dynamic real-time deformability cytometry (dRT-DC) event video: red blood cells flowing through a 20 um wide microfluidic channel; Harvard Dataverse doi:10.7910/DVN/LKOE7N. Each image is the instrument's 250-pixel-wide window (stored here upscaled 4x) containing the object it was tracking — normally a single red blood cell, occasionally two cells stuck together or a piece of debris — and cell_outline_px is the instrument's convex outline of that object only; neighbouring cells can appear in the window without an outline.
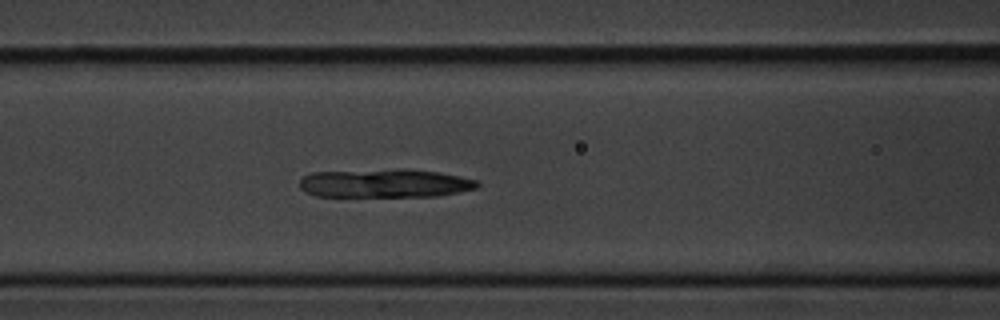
{"species": "common noctule bat (a hibernating species)", "species_latin": "Nyctalus noctula", "temperature_condition": "cold", "stored_images_in_passage": 32, "segment_of_instrument_passage": [1, 3], "camera_frame_rate_fps": 3000, "um_per_image_px": 0.085, "animal": {"sex": "male", "body_mass_g": 20.1, "forearm_length_mm": 53.5}, "frame": {"image": 1, "passage_image": 13, "time_ms": 4.0, "image_size_px": [1000, 320], "cell_outline_px": [[480, 184], [476, 188], [460, 192], [436, 196], [316, 196], [304, 192], [300, 188], [300, 180], [304, 176], [312, 172], [396, 168], [404, 168], [440, 172], [460, 176], [476, 180]], "centroid_in_image_um": [32.71, 15.56], "position_along_channel_um": 133.9, "area_um2": 29.94}}
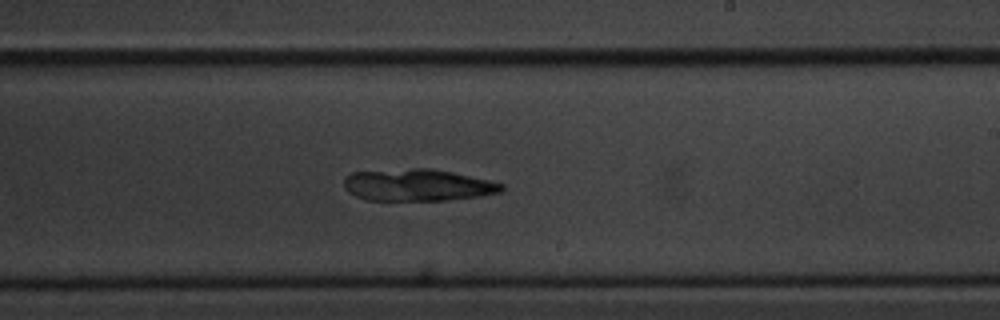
{"frame": {"image": 2, "passage_image": 23, "time_ms": 7.333, "image_size_px": [1000, 320], "cell_outline_px": [[504, 188], [500, 192], [480, 196], [448, 200], [368, 200], [356, 196], [348, 192], [344, 188], [344, 176], [352, 172], [412, 168], [432, 168], [452, 172], [488, 180], [504, 184]], "centroid_in_image_um": [35.47, 15.72], "position_along_channel_um": 253.5, "area_um2": 29.36}}
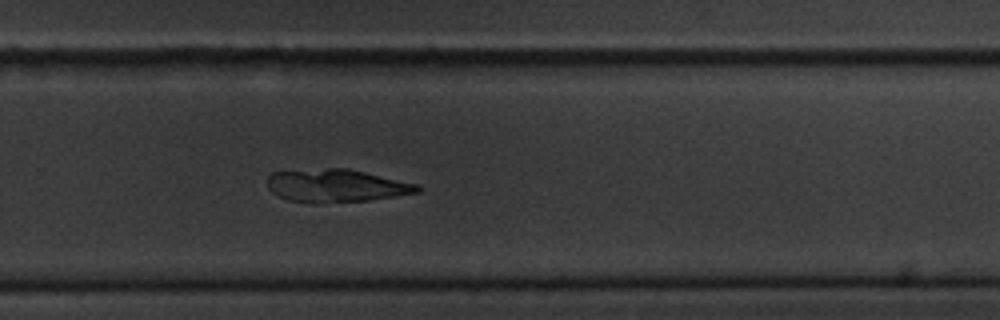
{"frame": {"image": 3, "passage_image": 27, "time_ms": 8.667, "image_size_px": [1000, 320], "cell_outline_px": [[420, 192], [396, 196], [368, 200], [316, 204], [308, 204], [288, 200], [272, 192], [268, 188], [268, 176], [272, 172], [328, 168], [348, 168], [420, 184]], "centroid_in_image_um": [28.59, 15.79], "position_along_channel_um": 301.2, "area_um2": 29.07}}